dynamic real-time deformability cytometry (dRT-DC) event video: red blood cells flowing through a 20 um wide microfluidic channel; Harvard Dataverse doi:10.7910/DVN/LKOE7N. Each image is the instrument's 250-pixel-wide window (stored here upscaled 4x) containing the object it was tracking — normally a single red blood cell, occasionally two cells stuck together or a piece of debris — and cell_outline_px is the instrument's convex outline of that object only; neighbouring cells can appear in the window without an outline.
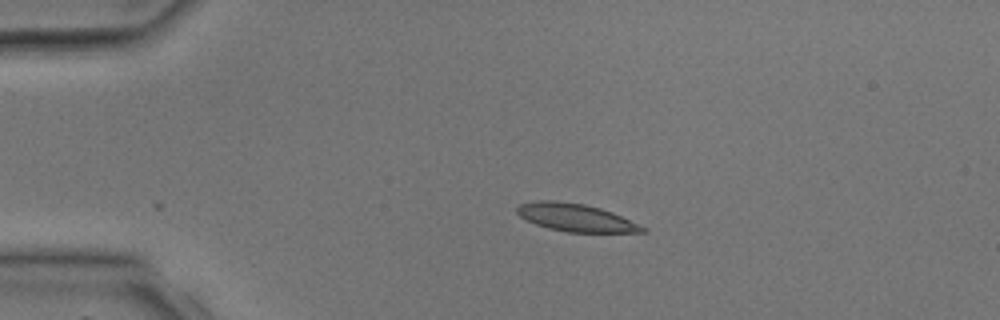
{"species": "common noctule bat (a hibernating species)", "species_latin": "Nyctalus noctula", "temperature_condition": "room temperature", "stored_images_in_passage": 4, "camera_frame_rate_fps": 3000, "um_per_image_px": 0.085, "animal": {"sex": "male", "body_mass_g": 17.9, "forearm_length_mm": 54.2}, "frame": {"image": 1, "passage_image": 2, "time_ms": 1.0, "image_size_px": [1000, 320], "cell_outline_px": [[648, 232], [568, 232], [548, 228], [536, 224], [520, 216], [516, 212], [516, 208], [520, 204], [536, 200], [556, 200], [584, 204], [600, 208], [612, 212], [648, 228]], "centroid_in_image_um": [48.94, 18.49], "position_along_channel_um": 36.1, "area_um2": 20.23}}